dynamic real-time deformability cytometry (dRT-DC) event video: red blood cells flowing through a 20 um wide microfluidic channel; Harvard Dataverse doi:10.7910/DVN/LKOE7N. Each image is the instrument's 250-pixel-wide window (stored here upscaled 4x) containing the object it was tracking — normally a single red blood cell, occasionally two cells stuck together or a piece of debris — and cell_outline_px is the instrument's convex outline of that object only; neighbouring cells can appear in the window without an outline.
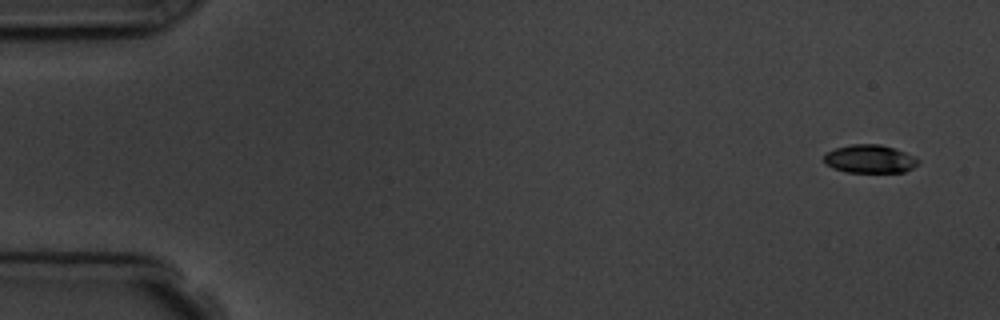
{"species": "common noctule bat (a hibernating species)", "species_latin": "Nyctalus noctula", "temperature_condition": "room temperature", "stored_images_in_passage": 5, "camera_frame_rate_fps": 3000, "um_per_image_px": 0.085, "animal": {"sex": "male", "body_mass_g": 19.5, "forearm_length_mm": 54.6}, "frame": {"image": 1, "passage_image": 1, "time_ms": 0.0, "image_size_px": [1000, 320], "cell_outline_px": [[920, 160], [912, 168], [904, 172], [844, 172], [832, 168], [824, 164], [824, 152], [836, 148], [852, 144], [880, 144], [896, 148], [916, 156]], "centroid_in_image_um": [73.91, 13.5], "position_along_channel_um": 11.1, "area_um2": 15.78}}
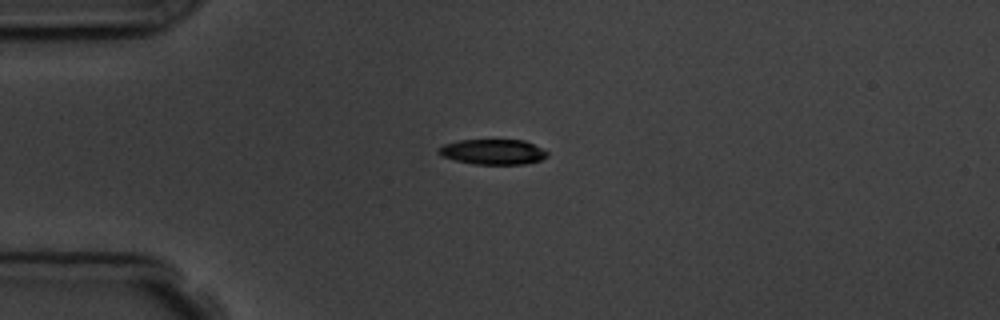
{"frame": {"image": 2, "passage_image": 4, "time_ms": 3.667, "image_size_px": [1000, 320], "cell_outline_px": [[548, 156], [540, 160], [524, 164], [476, 164], [456, 160], [440, 156], [436, 152], [436, 148], [444, 144], [460, 140], [524, 140], [548, 152]], "centroid_in_image_um": [41.85, 12.9], "position_along_channel_um": 43.2, "area_um2": 15.95}}